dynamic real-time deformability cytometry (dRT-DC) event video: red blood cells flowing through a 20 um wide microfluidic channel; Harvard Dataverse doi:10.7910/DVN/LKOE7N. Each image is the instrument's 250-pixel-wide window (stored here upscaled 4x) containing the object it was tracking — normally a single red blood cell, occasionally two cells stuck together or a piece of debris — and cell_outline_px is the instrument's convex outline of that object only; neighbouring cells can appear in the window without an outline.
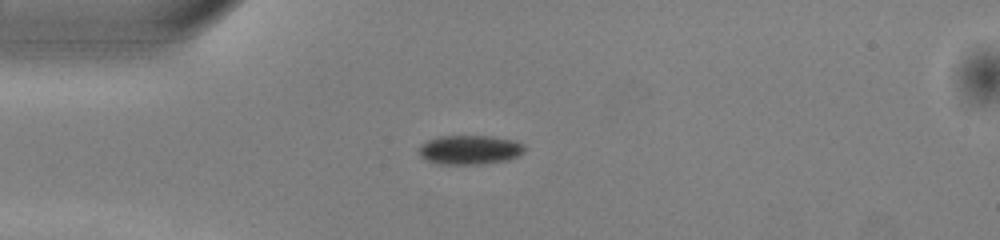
{"species": "common noctule bat (a hibernating species)", "species_latin": "Nyctalus noctula", "temperature_condition": "warm", "stored_images_in_passage": 39, "camera_frame_rate_fps": 3000, "um_per_image_px": 0.085, "animal": {"sex": "male", "body_mass_g": 13.0, "forearm_length_mm": 53.1}, "frame": {"image": 1, "passage_image": 1, "time_ms": 0.0, "image_size_px": [1000, 240], "cell_outline_px": [[524, 152], [508, 160], [484, 164], [436, 164], [424, 160], [420, 156], [420, 144], [428, 140], [440, 136], [488, 136], [512, 140], [524, 144]], "centroid_in_image_um": [39.9, 12.74], "position_along_channel_um": 45.1, "area_um2": 18.03}}
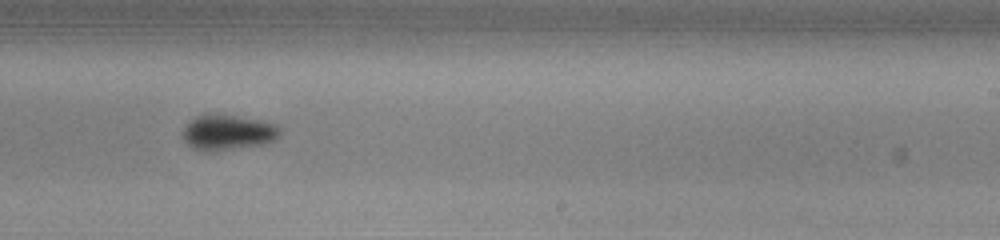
{"frame": {"image": 2, "passage_image": 19, "time_ms": 6.0, "image_size_px": [1000, 240], "cell_outline_px": [[280, 136], [276, 140], [260, 144], [208, 152], [204, 152], [192, 148], [184, 140], [184, 128], [196, 116], [212, 112], [260, 120], [272, 124], [280, 128]], "centroid_in_image_um": [19.35, 11.24], "position_along_channel_um": 269.7, "area_um2": 19.88}}
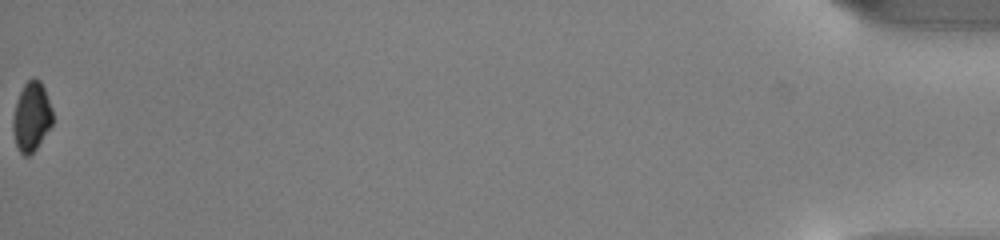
{"frame": {"image": 3, "passage_image": 39, "time_ms": 12.667, "image_size_px": [1000, 240], "cell_outline_px": [[52, 124], [36, 148], [28, 156], [24, 156], [20, 152], [16, 144], [12, 128], [12, 116], [16, 100], [24, 84], [32, 76], [36, 76], [40, 80], [44, 88], [52, 108]], "centroid_in_image_um": [2.66, 9.88], "position_along_channel_um": 432.5, "area_um2": 16.07}, "authors_computed_cell_mechanics": {"area_um2": 18.4382, "velocity_mm_per_s": 4.0374, "shape_relaxation_time_tau1_ms": 1.8009, "shape_relaxation_time_tau2_ms": null, "deformation_change_tau1": 0.0639, "deformation_change_tau2": null}}